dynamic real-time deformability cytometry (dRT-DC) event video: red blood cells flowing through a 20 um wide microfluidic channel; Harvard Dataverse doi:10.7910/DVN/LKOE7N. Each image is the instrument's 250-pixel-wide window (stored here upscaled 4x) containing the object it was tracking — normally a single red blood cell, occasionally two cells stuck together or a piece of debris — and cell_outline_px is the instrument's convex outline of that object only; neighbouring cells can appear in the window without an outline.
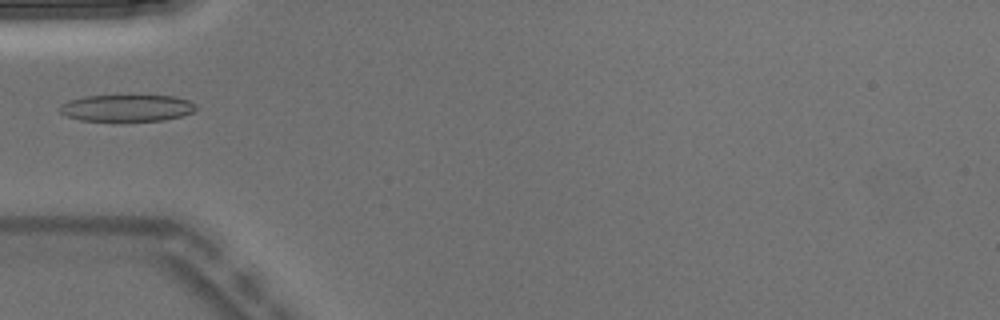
{"species": "Egyptian fruit bat (a non-hibernating species)", "species_latin": "Rousettus aegyptiacus", "temperature_condition": "warm", "stored_images_in_passage": 4, "camera_frame_rate_fps": 3000, "um_per_image_px": 0.085, "animal": {"sex": "male"}, "frame": {"image": 1, "passage_image": 4, "time_ms": 1.0, "image_size_px": [1000, 320], "cell_outline_px": [[196, 108], [192, 112], [180, 116], [164, 120], [80, 120], [68, 116], [60, 112], [60, 104], [68, 100], [84, 96], [172, 96], [188, 100], [196, 104]], "centroid_in_image_um": [10.76, 9.17], "position_along_channel_um": 74.2, "area_um2": 20.87}}